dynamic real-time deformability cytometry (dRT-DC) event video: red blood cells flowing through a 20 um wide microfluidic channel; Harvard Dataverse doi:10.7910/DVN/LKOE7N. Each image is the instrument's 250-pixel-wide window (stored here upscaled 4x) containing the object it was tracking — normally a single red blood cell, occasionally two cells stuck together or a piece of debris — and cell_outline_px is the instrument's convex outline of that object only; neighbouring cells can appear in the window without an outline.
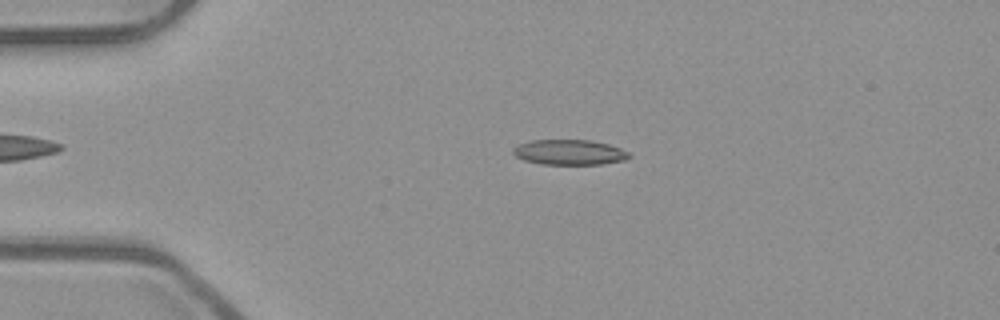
{"species": "common noctule bat (a hibernating species)", "species_latin": "Nyctalus noctula", "temperature_condition": "room temperature", "stored_images_in_passage": 47, "camera_frame_rate_fps": 3000, "um_per_image_px": 0.085, "animal": {"sex": "male", "body_mass_g": 23.1, "forearm_length_mm": 52.7}, "frame": {"image": 1, "passage_image": 7, "time_ms": 2.0, "image_size_px": [1000, 320], "cell_outline_px": [[628, 156], [624, 160], [600, 164], [540, 164], [524, 160], [516, 156], [512, 152], [512, 148], [520, 144], [532, 140], [588, 140], [608, 144], [620, 148], [628, 152]], "centroid_in_image_um": [48.35, 12.94], "position_along_channel_um": 36.6, "area_um2": 16.82}}
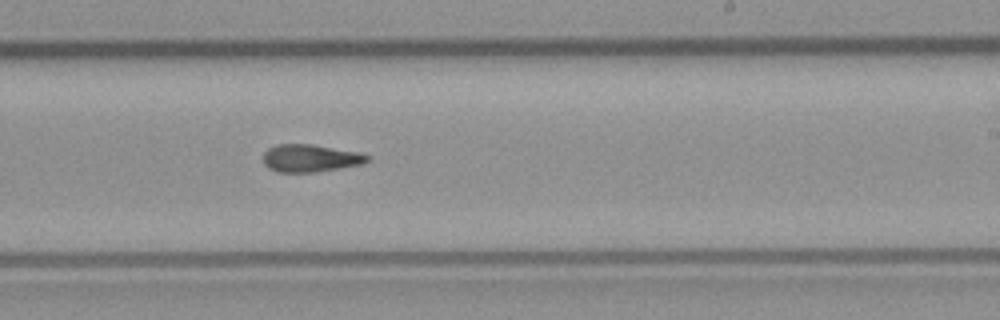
{"frame": {"image": 2, "passage_image": 27, "time_ms": 8.667, "image_size_px": [1000, 320], "cell_outline_px": [[372, 156], [364, 164], [316, 172], [276, 172], [268, 168], [264, 164], [264, 152], [268, 148], [276, 144], [312, 144], [360, 152]], "centroid_in_image_um": [26.4, 13.44], "position_along_channel_um": 262.6, "area_um2": 16.94}}
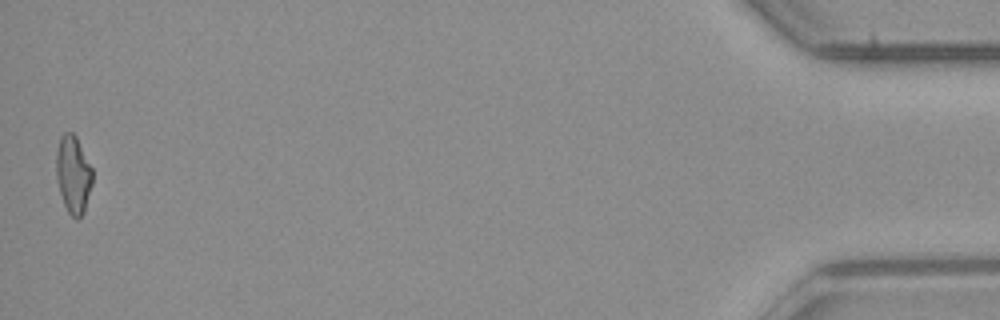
{"frame": {"image": 3, "passage_image": 47, "time_ms": 15.333, "image_size_px": [1000, 320], "cell_outline_px": [[92, 184], [84, 212], [76, 220], [68, 212], [64, 204], [60, 192], [56, 176], [56, 152], [60, 136], [64, 132], [72, 132], [76, 136], [92, 168]], "centroid_in_image_um": [6.22, 14.81], "position_along_channel_um": 429.0, "area_um2": 16.36}, "authors_computed_cell_mechanics": {"area_um2": 16.9354, "velocity_mm_per_s": 3.9665, "shape_relaxation_time_tau1_ms": null, "shape_relaxation_time_tau2_ms": 4.9499, "deformation_change_tau1": null, "deformation_change_tau2": 0.1421}}